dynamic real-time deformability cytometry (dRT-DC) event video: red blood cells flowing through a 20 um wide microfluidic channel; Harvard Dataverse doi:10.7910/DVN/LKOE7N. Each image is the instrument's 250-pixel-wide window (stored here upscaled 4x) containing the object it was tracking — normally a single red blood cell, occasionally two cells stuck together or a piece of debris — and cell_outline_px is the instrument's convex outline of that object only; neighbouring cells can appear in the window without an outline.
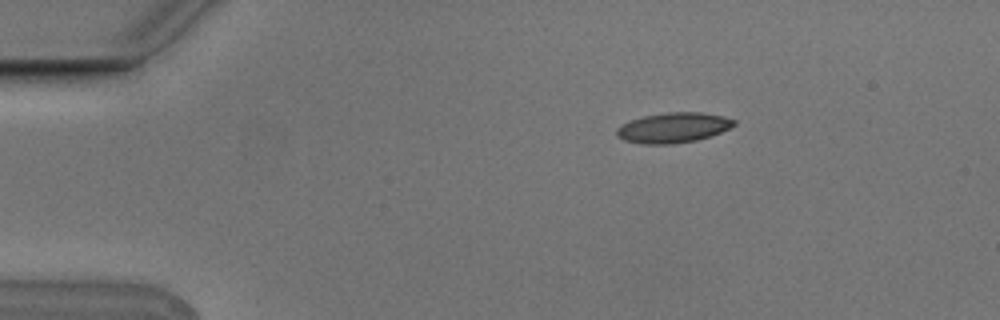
{"species": "Egyptian fruit bat (a non-hibernating species)", "species_latin": "Rousettus aegyptiacus", "temperature_condition": "cold", "stored_images_in_passage": 2, "camera_frame_rate_fps": 3000, "um_per_image_px": 0.085, "animal": {"sex": "male"}, "frame": {"image": 1, "passage_image": 1, "time_ms": 0.0, "image_size_px": [1000, 320], "cell_outline_px": [[736, 124], [720, 132], [696, 140], [672, 144], [644, 144], [624, 140], [616, 136], [616, 128], [620, 124], [644, 116], [668, 112], [700, 112], [720, 116], [736, 120]], "centroid_in_image_um": [57.18, 10.85], "position_along_channel_um": 27.8, "area_um2": 20.4}}